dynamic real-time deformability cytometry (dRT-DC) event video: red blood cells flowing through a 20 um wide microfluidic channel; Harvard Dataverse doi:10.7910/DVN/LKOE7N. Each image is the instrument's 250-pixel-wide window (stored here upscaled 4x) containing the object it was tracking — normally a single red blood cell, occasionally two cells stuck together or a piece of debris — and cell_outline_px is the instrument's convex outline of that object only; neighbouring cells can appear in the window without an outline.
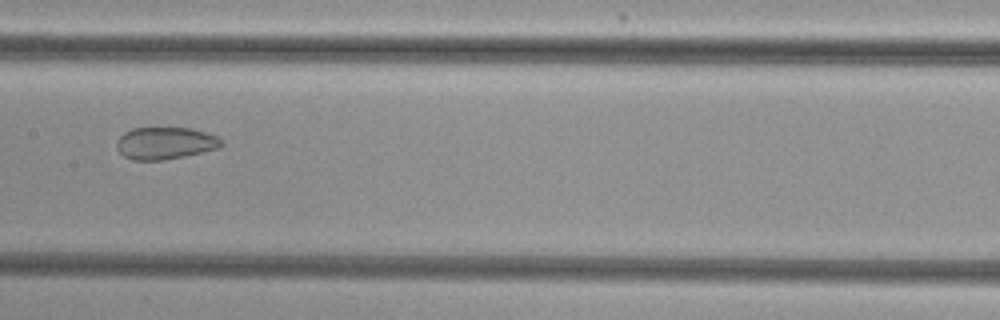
{"species": "common noctule bat (a hibernating species)", "species_latin": "Nyctalus noctula", "temperature_condition": "cold", "stored_images_in_passage": 54, "segment_of_instrument_passage": [2, 2], "camera_frame_rate_fps": 3000, "um_per_image_px": 0.085, "animal": {"sex": "female", "body_mass_g": 29.2, "forearm_length_mm": 56.3}, "frame": {"image": 1, "passage_image": 28, "time_ms": 9.0, "image_size_px": [1000, 320], "cell_outline_px": [[224, 144], [220, 148], [184, 156], [164, 160], [132, 160], [124, 156], [116, 148], [116, 140], [124, 132], [132, 128], [192, 128], [216, 136]], "centroid_in_image_um": [14.02, 12.17], "position_along_channel_um": 193.4, "area_um2": 19.65}}
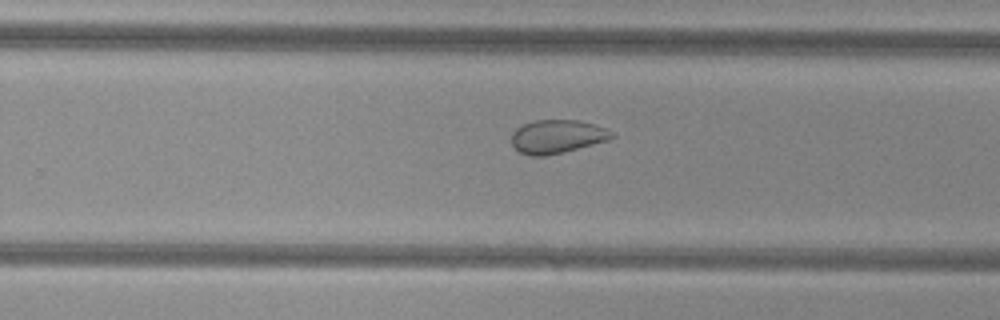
{"frame": {"image": 2, "passage_image": 35, "time_ms": 11.333, "image_size_px": [1000, 320], "cell_outline_px": [[616, 136], [608, 140], [564, 152], [544, 156], [528, 156], [520, 152], [512, 144], [512, 132], [516, 128], [524, 124], [536, 120], [576, 120], [596, 124], [608, 128], [616, 132]], "centroid_in_image_um": [47.41, 11.6], "position_along_channel_um": 282.4, "area_um2": 19.77}}
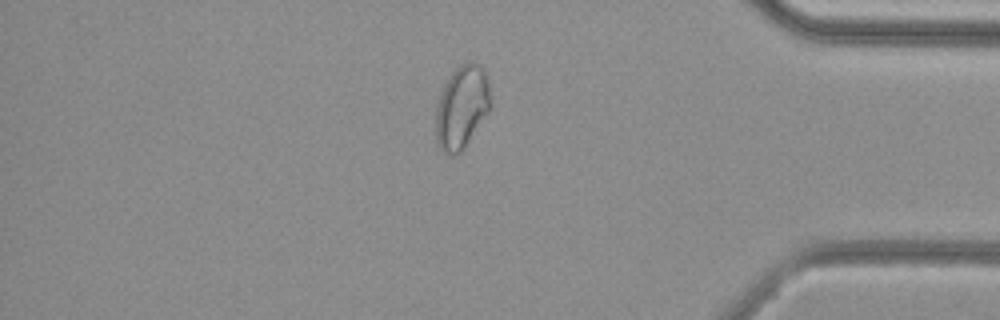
{"frame": {"image": 3, "passage_image": 46, "time_ms": 15.0, "image_size_px": [1000, 320], "cell_outline_px": [[492, 108], [464, 148], [460, 152], [452, 156], [444, 152], [440, 148], [436, 140], [436, 104], [440, 92], [444, 84], [452, 72], [460, 64], [468, 60], [472, 60], [480, 64], [484, 68], [488, 80], [492, 104]], "centroid_in_image_um": [39.28, 9.07], "position_along_channel_um": 395.9, "area_um2": 27.11}}